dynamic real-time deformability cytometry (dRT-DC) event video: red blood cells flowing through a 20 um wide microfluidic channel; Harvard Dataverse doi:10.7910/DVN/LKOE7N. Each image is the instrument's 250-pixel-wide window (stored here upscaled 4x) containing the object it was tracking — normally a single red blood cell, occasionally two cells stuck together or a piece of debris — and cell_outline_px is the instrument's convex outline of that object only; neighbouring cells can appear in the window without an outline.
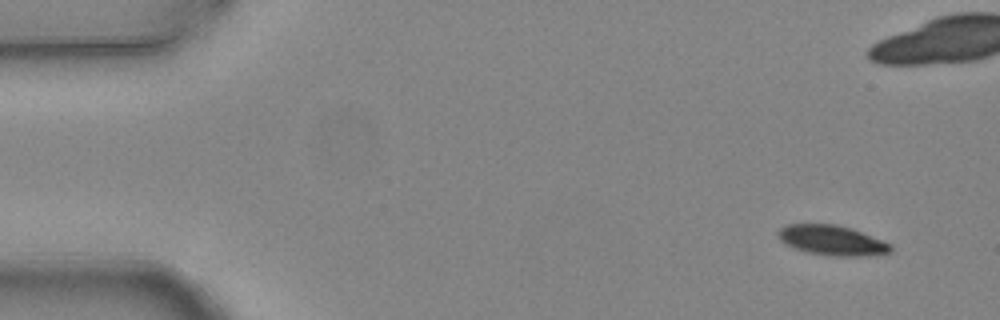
{"species": "common noctule bat (a hibernating species)", "species_latin": "Nyctalus noctula", "temperature_condition": "warm", "stored_images_in_passage": 14, "segment_of_instrument_passage": [1, 2], "camera_frame_rate_fps": 3000, "um_per_image_px": 0.085, "animal": {"sex": "female", "body_mass_g": 24.6, "forearm_length_mm": 56.2}, "frame": {"image": 1, "passage_image": 1, "time_ms": 0.0, "image_size_px": [1000, 320], "cell_outline_px": [[892, 252], [868, 256], [828, 256], [808, 252], [784, 244], [780, 240], [776, 232], [780, 228], [788, 224], [836, 224], [852, 228], [892, 244]], "centroid_in_image_um": [70.73, 20.43], "position_along_channel_um": 14.3, "area_um2": 19.83}}